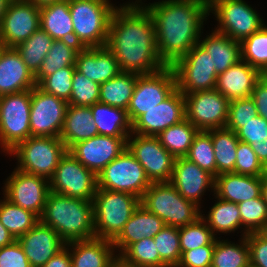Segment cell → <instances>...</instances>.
<instances>
[{"label": "cell", "instance_id": "6da1fadb", "mask_svg": "<svg viewBox=\"0 0 267 267\" xmlns=\"http://www.w3.org/2000/svg\"><path fill=\"white\" fill-rule=\"evenodd\" d=\"M137 1L115 9L106 47L114 54L121 72L153 74L166 65L158 56L153 19L148 10L138 4L141 0Z\"/></svg>", "mask_w": 267, "mask_h": 267}, {"label": "cell", "instance_id": "7a4b0ae2", "mask_svg": "<svg viewBox=\"0 0 267 267\" xmlns=\"http://www.w3.org/2000/svg\"><path fill=\"white\" fill-rule=\"evenodd\" d=\"M144 7L153 19L158 56L166 66H172L199 42L210 13L208 0H162Z\"/></svg>", "mask_w": 267, "mask_h": 267}, {"label": "cell", "instance_id": "3957f363", "mask_svg": "<svg viewBox=\"0 0 267 267\" xmlns=\"http://www.w3.org/2000/svg\"><path fill=\"white\" fill-rule=\"evenodd\" d=\"M40 221L65 243L95 238L92 201L50 191Z\"/></svg>", "mask_w": 267, "mask_h": 267}, {"label": "cell", "instance_id": "277c9868", "mask_svg": "<svg viewBox=\"0 0 267 267\" xmlns=\"http://www.w3.org/2000/svg\"><path fill=\"white\" fill-rule=\"evenodd\" d=\"M116 8L109 0H69L74 42L81 48L106 46Z\"/></svg>", "mask_w": 267, "mask_h": 267}, {"label": "cell", "instance_id": "5b68a950", "mask_svg": "<svg viewBox=\"0 0 267 267\" xmlns=\"http://www.w3.org/2000/svg\"><path fill=\"white\" fill-rule=\"evenodd\" d=\"M140 204L162 219L166 226L183 227L202 215L200 208L179 194L170 182L151 183Z\"/></svg>", "mask_w": 267, "mask_h": 267}, {"label": "cell", "instance_id": "8992f818", "mask_svg": "<svg viewBox=\"0 0 267 267\" xmlns=\"http://www.w3.org/2000/svg\"><path fill=\"white\" fill-rule=\"evenodd\" d=\"M95 237L113 240L140 205V198L127 192L97 189L93 197Z\"/></svg>", "mask_w": 267, "mask_h": 267}, {"label": "cell", "instance_id": "52a82bcc", "mask_svg": "<svg viewBox=\"0 0 267 267\" xmlns=\"http://www.w3.org/2000/svg\"><path fill=\"white\" fill-rule=\"evenodd\" d=\"M66 151L65 144L58 137L31 136L8 153L17 157V169L50 180Z\"/></svg>", "mask_w": 267, "mask_h": 267}, {"label": "cell", "instance_id": "ba28073f", "mask_svg": "<svg viewBox=\"0 0 267 267\" xmlns=\"http://www.w3.org/2000/svg\"><path fill=\"white\" fill-rule=\"evenodd\" d=\"M31 90L0 96V143L9 152L31 137Z\"/></svg>", "mask_w": 267, "mask_h": 267}, {"label": "cell", "instance_id": "9c48e42d", "mask_svg": "<svg viewBox=\"0 0 267 267\" xmlns=\"http://www.w3.org/2000/svg\"><path fill=\"white\" fill-rule=\"evenodd\" d=\"M98 189L127 192L142 198L151 185L144 168L126 147L98 175Z\"/></svg>", "mask_w": 267, "mask_h": 267}, {"label": "cell", "instance_id": "30bf717a", "mask_svg": "<svg viewBox=\"0 0 267 267\" xmlns=\"http://www.w3.org/2000/svg\"><path fill=\"white\" fill-rule=\"evenodd\" d=\"M208 4L220 25L215 30L233 40L241 42L265 25L257 11L243 0H208Z\"/></svg>", "mask_w": 267, "mask_h": 267}, {"label": "cell", "instance_id": "8fae6325", "mask_svg": "<svg viewBox=\"0 0 267 267\" xmlns=\"http://www.w3.org/2000/svg\"><path fill=\"white\" fill-rule=\"evenodd\" d=\"M177 89L187 95L196 91L213 90L218 74L212 66L211 56L197 43L172 66Z\"/></svg>", "mask_w": 267, "mask_h": 267}, {"label": "cell", "instance_id": "7c38bea8", "mask_svg": "<svg viewBox=\"0 0 267 267\" xmlns=\"http://www.w3.org/2000/svg\"><path fill=\"white\" fill-rule=\"evenodd\" d=\"M49 183L52 192L86 201H93L98 189L97 175L84 167L69 150L61 157Z\"/></svg>", "mask_w": 267, "mask_h": 267}, {"label": "cell", "instance_id": "4fadbf2b", "mask_svg": "<svg viewBox=\"0 0 267 267\" xmlns=\"http://www.w3.org/2000/svg\"><path fill=\"white\" fill-rule=\"evenodd\" d=\"M176 88V77L171 66L153 74L139 75L127 108L131 124L164 101Z\"/></svg>", "mask_w": 267, "mask_h": 267}, {"label": "cell", "instance_id": "5bb4252c", "mask_svg": "<svg viewBox=\"0 0 267 267\" xmlns=\"http://www.w3.org/2000/svg\"><path fill=\"white\" fill-rule=\"evenodd\" d=\"M134 135H129L127 148L142 165L150 182H170L176 158L161 145L157 136Z\"/></svg>", "mask_w": 267, "mask_h": 267}, {"label": "cell", "instance_id": "9a60e30c", "mask_svg": "<svg viewBox=\"0 0 267 267\" xmlns=\"http://www.w3.org/2000/svg\"><path fill=\"white\" fill-rule=\"evenodd\" d=\"M186 119L198 130L226 127L229 100L216 89L184 95Z\"/></svg>", "mask_w": 267, "mask_h": 267}, {"label": "cell", "instance_id": "2e32d148", "mask_svg": "<svg viewBox=\"0 0 267 267\" xmlns=\"http://www.w3.org/2000/svg\"><path fill=\"white\" fill-rule=\"evenodd\" d=\"M68 102L48 94L37 85L31 89V136L58 137L63 128Z\"/></svg>", "mask_w": 267, "mask_h": 267}, {"label": "cell", "instance_id": "e0dca14e", "mask_svg": "<svg viewBox=\"0 0 267 267\" xmlns=\"http://www.w3.org/2000/svg\"><path fill=\"white\" fill-rule=\"evenodd\" d=\"M6 180L4 197L40 218L50 192L49 180L17 168Z\"/></svg>", "mask_w": 267, "mask_h": 267}, {"label": "cell", "instance_id": "ac0fdd59", "mask_svg": "<svg viewBox=\"0 0 267 267\" xmlns=\"http://www.w3.org/2000/svg\"><path fill=\"white\" fill-rule=\"evenodd\" d=\"M40 7L29 0H11L0 24L6 47H16L40 28Z\"/></svg>", "mask_w": 267, "mask_h": 267}, {"label": "cell", "instance_id": "d6986e66", "mask_svg": "<svg viewBox=\"0 0 267 267\" xmlns=\"http://www.w3.org/2000/svg\"><path fill=\"white\" fill-rule=\"evenodd\" d=\"M184 119H186L184 95L176 88L164 101L147 110L132 124V133L157 136Z\"/></svg>", "mask_w": 267, "mask_h": 267}, {"label": "cell", "instance_id": "ffe728a7", "mask_svg": "<svg viewBox=\"0 0 267 267\" xmlns=\"http://www.w3.org/2000/svg\"><path fill=\"white\" fill-rule=\"evenodd\" d=\"M128 137L97 135L74 144L70 153L87 169L98 175L127 147Z\"/></svg>", "mask_w": 267, "mask_h": 267}, {"label": "cell", "instance_id": "44dd1931", "mask_svg": "<svg viewBox=\"0 0 267 267\" xmlns=\"http://www.w3.org/2000/svg\"><path fill=\"white\" fill-rule=\"evenodd\" d=\"M17 240L31 267H42L66 244L53 228L41 221Z\"/></svg>", "mask_w": 267, "mask_h": 267}, {"label": "cell", "instance_id": "7402d4cb", "mask_svg": "<svg viewBox=\"0 0 267 267\" xmlns=\"http://www.w3.org/2000/svg\"><path fill=\"white\" fill-rule=\"evenodd\" d=\"M170 183L198 207L205 190H214V177L186 157L176 158Z\"/></svg>", "mask_w": 267, "mask_h": 267}, {"label": "cell", "instance_id": "603a6c76", "mask_svg": "<svg viewBox=\"0 0 267 267\" xmlns=\"http://www.w3.org/2000/svg\"><path fill=\"white\" fill-rule=\"evenodd\" d=\"M34 74L23 62L15 47H6L0 56V96L31 90Z\"/></svg>", "mask_w": 267, "mask_h": 267}, {"label": "cell", "instance_id": "cb8c5ba5", "mask_svg": "<svg viewBox=\"0 0 267 267\" xmlns=\"http://www.w3.org/2000/svg\"><path fill=\"white\" fill-rule=\"evenodd\" d=\"M75 67L78 72L99 84L121 72L114 54L106 46L81 48L76 56Z\"/></svg>", "mask_w": 267, "mask_h": 267}, {"label": "cell", "instance_id": "d4e9b609", "mask_svg": "<svg viewBox=\"0 0 267 267\" xmlns=\"http://www.w3.org/2000/svg\"><path fill=\"white\" fill-rule=\"evenodd\" d=\"M261 72L240 60L223 73L218 74L215 89L229 101L251 97Z\"/></svg>", "mask_w": 267, "mask_h": 267}, {"label": "cell", "instance_id": "484cf974", "mask_svg": "<svg viewBox=\"0 0 267 267\" xmlns=\"http://www.w3.org/2000/svg\"><path fill=\"white\" fill-rule=\"evenodd\" d=\"M72 247L70 251L71 267H114L118 256H114L111 240L92 238L65 244Z\"/></svg>", "mask_w": 267, "mask_h": 267}, {"label": "cell", "instance_id": "4316f807", "mask_svg": "<svg viewBox=\"0 0 267 267\" xmlns=\"http://www.w3.org/2000/svg\"><path fill=\"white\" fill-rule=\"evenodd\" d=\"M162 219L146 210L141 204L133 212L121 232L112 240L114 250L119 248L118 257L133 243L145 238H153L164 227Z\"/></svg>", "mask_w": 267, "mask_h": 267}, {"label": "cell", "instance_id": "83f0119b", "mask_svg": "<svg viewBox=\"0 0 267 267\" xmlns=\"http://www.w3.org/2000/svg\"><path fill=\"white\" fill-rule=\"evenodd\" d=\"M217 198L239 204L262 195V177L223 173L214 178Z\"/></svg>", "mask_w": 267, "mask_h": 267}, {"label": "cell", "instance_id": "f1b7e54d", "mask_svg": "<svg viewBox=\"0 0 267 267\" xmlns=\"http://www.w3.org/2000/svg\"><path fill=\"white\" fill-rule=\"evenodd\" d=\"M98 129L93 121L90 106L68 104L60 139L69 150L77 142L97 136Z\"/></svg>", "mask_w": 267, "mask_h": 267}, {"label": "cell", "instance_id": "f546056e", "mask_svg": "<svg viewBox=\"0 0 267 267\" xmlns=\"http://www.w3.org/2000/svg\"><path fill=\"white\" fill-rule=\"evenodd\" d=\"M198 43L211 56L212 66H215L217 74L223 73L241 60V43L216 30Z\"/></svg>", "mask_w": 267, "mask_h": 267}, {"label": "cell", "instance_id": "4dcf8cb0", "mask_svg": "<svg viewBox=\"0 0 267 267\" xmlns=\"http://www.w3.org/2000/svg\"><path fill=\"white\" fill-rule=\"evenodd\" d=\"M40 23V28L54 40L74 42V29L69 10V0L40 7Z\"/></svg>", "mask_w": 267, "mask_h": 267}, {"label": "cell", "instance_id": "1f68e13d", "mask_svg": "<svg viewBox=\"0 0 267 267\" xmlns=\"http://www.w3.org/2000/svg\"><path fill=\"white\" fill-rule=\"evenodd\" d=\"M90 108L99 135L129 137L132 133V124L127 110L101 102L94 103Z\"/></svg>", "mask_w": 267, "mask_h": 267}, {"label": "cell", "instance_id": "d6a6232c", "mask_svg": "<svg viewBox=\"0 0 267 267\" xmlns=\"http://www.w3.org/2000/svg\"><path fill=\"white\" fill-rule=\"evenodd\" d=\"M80 49L81 47L73 41L54 40L49 52L42 61L40 69L34 75L36 85L56 70L75 67L76 56Z\"/></svg>", "mask_w": 267, "mask_h": 267}, {"label": "cell", "instance_id": "836d02e7", "mask_svg": "<svg viewBox=\"0 0 267 267\" xmlns=\"http://www.w3.org/2000/svg\"><path fill=\"white\" fill-rule=\"evenodd\" d=\"M138 76L136 73L120 72L100 84L99 102L127 110Z\"/></svg>", "mask_w": 267, "mask_h": 267}, {"label": "cell", "instance_id": "e575fe53", "mask_svg": "<svg viewBox=\"0 0 267 267\" xmlns=\"http://www.w3.org/2000/svg\"><path fill=\"white\" fill-rule=\"evenodd\" d=\"M207 131L211 134L216 161V176L234 172L239 142L237 134L226 127Z\"/></svg>", "mask_w": 267, "mask_h": 267}, {"label": "cell", "instance_id": "d590c367", "mask_svg": "<svg viewBox=\"0 0 267 267\" xmlns=\"http://www.w3.org/2000/svg\"><path fill=\"white\" fill-rule=\"evenodd\" d=\"M39 221L40 218L36 214L13 204L5 197L0 201V222L15 240L27 233Z\"/></svg>", "mask_w": 267, "mask_h": 267}, {"label": "cell", "instance_id": "8d00e7d4", "mask_svg": "<svg viewBox=\"0 0 267 267\" xmlns=\"http://www.w3.org/2000/svg\"><path fill=\"white\" fill-rule=\"evenodd\" d=\"M198 129L187 119L168 127L157 135L161 145L175 158L185 157Z\"/></svg>", "mask_w": 267, "mask_h": 267}, {"label": "cell", "instance_id": "74e56055", "mask_svg": "<svg viewBox=\"0 0 267 267\" xmlns=\"http://www.w3.org/2000/svg\"><path fill=\"white\" fill-rule=\"evenodd\" d=\"M54 39L42 28L37 29L27 40L19 43L15 48L20 53L27 68L35 75L42 61L49 52Z\"/></svg>", "mask_w": 267, "mask_h": 267}, {"label": "cell", "instance_id": "f35d334b", "mask_svg": "<svg viewBox=\"0 0 267 267\" xmlns=\"http://www.w3.org/2000/svg\"><path fill=\"white\" fill-rule=\"evenodd\" d=\"M216 199L219 201L212 206L207 217L201 215L208 222L207 225L213 235H216L215 231L217 233H231V231L239 229L241 226V216L238 205L217 197Z\"/></svg>", "mask_w": 267, "mask_h": 267}, {"label": "cell", "instance_id": "ab89813d", "mask_svg": "<svg viewBox=\"0 0 267 267\" xmlns=\"http://www.w3.org/2000/svg\"><path fill=\"white\" fill-rule=\"evenodd\" d=\"M240 241V245H236L227 240L220 241L215 238L211 267H248L250 256L246 236H242Z\"/></svg>", "mask_w": 267, "mask_h": 267}, {"label": "cell", "instance_id": "60d3db41", "mask_svg": "<svg viewBox=\"0 0 267 267\" xmlns=\"http://www.w3.org/2000/svg\"><path fill=\"white\" fill-rule=\"evenodd\" d=\"M125 267H161V258L153 238L145 237L131 244L119 257Z\"/></svg>", "mask_w": 267, "mask_h": 267}, {"label": "cell", "instance_id": "b9f144b4", "mask_svg": "<svg viewBox=\"0 0 267 267\" xmlns=\"http://www.w3.org/2000/svg\"><path fill=\"white\" fill-rule=\"evenodd\" d=\"M241 60L261 73L267 68V26L246 37L241 42Z\"/></svg>", "mask_w": 267, "mask_h": 267}, {"label": "cell", "instance_id": "7bdbcfd3", "mask_svg": "<svg viewBox=\"0 0 267 267\" xmlns=\"http://www.w3.org/2000/svg\"><path fill=\"white\" fill-rule=\"evenodd\" d=\"M153 239L161 258V267H176L181 258L178 227L165 226Z\"/></svg>", "mask_w": 267, "mask_h": 267}, {"label": "cell", "instance_id": "ee69618b", "mask_svg": "<svg viewBox=\"0 0 267 267\" xmlns=\"http://www.w3.org/2000/svg\"><path fill=\"white\" fill-rule=\"evenodd\" d=\"M185 157L210 173L214 178L216 177L214 149L211 134L208 131H198Z\"/></svg>", "mask_w": 267, "mask_h": 267}, {"label": "cell", "instance_id": "f6af8a7d", "mask_svg": "<svg viewBox=\"0 0 267 267\" xmlns=\"http://www.w3.org/2000/svg\"><path fill=\"white\" fill-rule=\"evenodd\" d=\"M237 205L241 216V226L245 227L243 236L252 232H260L267 226V205L262 195Z\"/></svg>", "mask_w": 267, "mask_h": 267}, {"label": "cell", "instance_id": "bcb514c9", "mask_svg": "<svg viewBox=\"0 0 267 267\" xmlns=\"http://www.w3.org/2000/svg\"><path fill=\"white\" fill-rule=\"evenodd\" d=\"M178 230L181 253L209 245L215 239L202 216L189 225L179 227Z\"/></svg>", "mask_w": 267, "mask_h": 267}, {"label": "cell", "instance_id": "7dc6e473", "mask_svg": "<svg viewBox=\"0 0 267 267\" xmlns=\"http://www.w3.org/2000/svg\"><path fill=\"white\" fill-rule=\"evenodd\" d=\"M100 84L88 79L77 70L72 76V92L68 104L75 106H91L99 102Z\"/></svg>", "mask_w": 267, "mask_h": 267}, {"label": "cell", "instance_id": "c3c4849f", "mask_svg": "<svg viewBox=\"0 0 267 267\" xmlns=\"http://www.w3.org/2000/svg\"><path fill=\"white\" fill-rule=\"evenodd\" d=\"M76 67H65L46 76L37 86L48 94L69 101L72 92V76Z\"/></svg>", "mask_w": 267, "mask_h": 267}, {"label": "cell", "instance_id": "681fc988", "mask_svg": "<svg viewBox=\"0 0 267 267\" xmlns=\"http://www.w3.org/2000/svg\"><path fill=\"white\" fill-rule=\"evenodd\" d=\"M267 169L258 160L251 145L242 141L238 142L234 173L262 177Z\"/></svg>", "mask_w": 267, "mask_h": 267}, {"label": "cell", "instance_id": "f907efd6", "mask_svg": "<svg viewBox=\"0 0 267 267\" xmlns=\"http://www.w3.org/2000/svg\"><path fill=\"white\" fill-rule=\"evenodd\" d=\"M257 115V108L251 97L232 100L229 102L226 128L236 133L244 123Z\"/></svg>", "mask_w": 267, "mask_h": 267}, {"label": "cell", "instance_id": "816d5d0a", "mask_svg": "<svg viewBox=\"0 0 267 267\" xmlns=\"http://www.w3.org/2000/svg\"><path fill=\"white\" fill-rule=\"evenodd\" d=\"M215 239L209 244L181 253L176 267H211Z\"/></svg>", "mask_w": 267, "mask_h": 267}, {"label": "cell", "instance_id": "f5cc1de1", "mask_svg": "<svg viewBox=\"0 0 267 267\" xmlns=\"http://www.w3.org/2000/svg\"><path fill=\"white\" fill-rule=\"evenodd\" d=\"M249 246L250 265L252 267H267V240L260 232L246 235Z\"/></svg>", "mask_w": 267, "mask_h": 267}, {"label": "cell", "instance_id": "db71d44e", "mask_svg": "<svg viewBox=\"0 0 267 267\" xmlns=\"http://www.w3.org/2000/svg\"><path fill=\"white\" fill-rule=\"evenodd\" d=\"M239 141L251 145V140L267 139V120L260 115L255 116L247 123H244L237 132Z\"/></svg>", "mask_w": 267, "mask_h": 267}, {"label": "cell", "instance_id": "11a10c76", "mask_svg": "<svg viewBox=\"0 0 267 267\" xmlns=\"http://www.w3.org/2000/svg\"><path fill=\"white\" fill-rule=\"evenodd\" d=\"M0 267H31L18 240L0 248Z\"/></svg>", "mask_w": 267, "mask_h": 267}, {"label": "cell", "instance_id": "9f6ffc18", "mask_svg": "<svg viewBox=\"0 0 267 267\" xmlns=\"http://www.w3.org/2000/svg\"><path fill=\"white\" fill-rule=\"evenodd\" d=\"M251 98L255 102L258 115L267 120V81L262 77L256 82Z\"/></svg>", "mask_w": 267, "mask_h": 267}, {"label": "cell", "instance_id": "6f0895ef", "mask_svg": "<svg viewBox=\"0 0 267 267\" xmlns=\"http://www.w3.org/2000/svg\"><path fill=\"white\" fill-rule=\"evenodd\" d=\"M42 267H71L69 247H64Z\"/></svg>", "mask_w": 267, "mask_h": 267}, {"label": "cell", "instance_id": "680465c9", "mask_svg": "<svg viewBox=\"0 0 267 267\" xmlns=\"http://www.w3.org/2000/svg\"><path fill=\"white\" fill-rule=\"evenodd\" d=\"M251 148L256 153L258 160L267 169V139L251 140Z\"/></svg>", "mask_w": 267, "mask_h": 267}, {"label": "cell", "instance_id": "91938a15", "mask_svg": "<svg viewBox=\"0 0 267 267\" xmlns=\"http://www.w3.org/2000/svg\"><path fill=\"white\" fill-rule=\"evenodd\" d=\"M15 239L0 222V248L11 244Z\"/></svg>", "mask_w": 267, "mask_h": 267}, {"label": "cell", "instance_id": "94428289", "mask_svg": "<svg viewBox=\"0 0 267 267\" xmlns=\"http://www.w3.org/2000/svg\"><path fill=\"white\" fill-rule=\"evenodd\" d=\"M262 197L267 205V171L262 176Z\"/></svg>", "mask_w": 267, "mask_h": 267}, {"label": "cell", "instance_id": "6125c7cd", "mask_svg": "<svg viewBox=\"0 0 267 267\" xmlns=\"http://www.w3.org/2000/svg\"><path fill=\"white\" fill-rule=\"evenodd\" d=\"M34 3L38 7H43L49 4H53L55 2L63 1V0H29Z\"/></svg>", "mask_w": 267, "mask_h": 267}, {"label": "cell", "instance_id": "be15d7a7", "mask_svg": "<svg viewBox=\"0 0 267 267\" xmlns=\"http://www.w3.org/2000/svg\"><path fill=\"white\" fill-rule=\"evenodd\" d=\"M11 0H0V24Z\"/></svg>", "mask_w": 267, "mask_h": 267}, {"label": "cell", "instance_id": "e7e4bbea", "mask_svg": "<svg viewBox=\"0 0 267 267\" xmlns=\"http://www.w3.org/2000/svg\"><path fill=\"white\" fill-rule=\"evenodd\" d=\"M6 49V45L5 43L3 42V40L1 39L0 37V56L1 54L3 53V51Z\"/></svg>", "mask_w": 267, "mask_h": 267}, {"label": "cell", "instance_id": "03108f58", "mask_svg": "<svg viewBox=\"0 0 267 267\" xmlns=\"http://www.w3.org/2000/svg\"><path fill=\"white\" fill-rule=\"evenodd\" d=\"M260 233L266 238V240H267V226L266 227H264L261 231H260Z\"/></svg>", "mask_w": 267, "mask_h": 267}, {"label": "cell", "instance_id": "003e7915", "mask_svg": "<svg viewBox=\"0 0 267 267\" xmlns=\"http://www.w3.org/2000/svg\"><path fill=\"white\" fill-rule=\"evenodd\" d=\"M261 77L267 81V68L261 73Z\"/></svg>", "mask_w": 267, "mask_h": 267}, {"label": "cell", "instance_id": "a7ac6f4b", "mask_svg": "<svg viewBox=\"0 0 267 267\" xmlns=\"http://www.w3.org/2000/svg\"><path fill=\"white\" fill-rule=\"evenodd\" d=\"M114 267H125V266H123L120 262H117V263L114 265Z\"/></svg>", "mask_w": 267, "mask_h": 267}]
</instances>
